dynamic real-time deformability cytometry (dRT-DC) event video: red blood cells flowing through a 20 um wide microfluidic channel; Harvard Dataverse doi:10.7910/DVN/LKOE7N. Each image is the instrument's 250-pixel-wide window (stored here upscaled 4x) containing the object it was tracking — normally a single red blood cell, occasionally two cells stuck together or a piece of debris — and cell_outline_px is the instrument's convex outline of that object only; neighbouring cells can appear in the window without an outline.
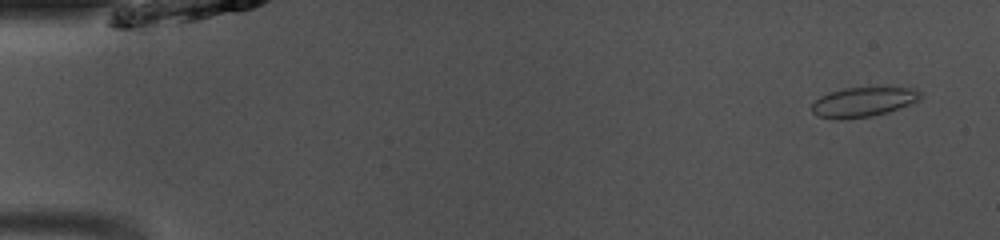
{"species": "common noctule bat (a hibernating species)", "species_latin": "Nyctalus noctula", "temperature_condition": "room temperature", "stored_images_in_passage": 49, "camera_frame_rate_fps": 3000, "um_per_image_px": 0.085, "animal": {"sex": "male", "body_mass_g": 13.0, "forearm_length_mm": 53.1}, "frame": {"image": 1, "passage_image": 3, "time_ms": 0.667, "image_size_px": [1000, 240], "cell_outline_px": [[924, 96], [920, 100], [888, 112], [868, 116], [840, 120], [820, 116], [812, 112], [812, 104], [820, 96], [828, 92], [844, 88], [916, 88]], "centroid_in_image_um": [73.38, 8.66], "position_along_channel_um": 11.6, "area_um2": 18.61}}
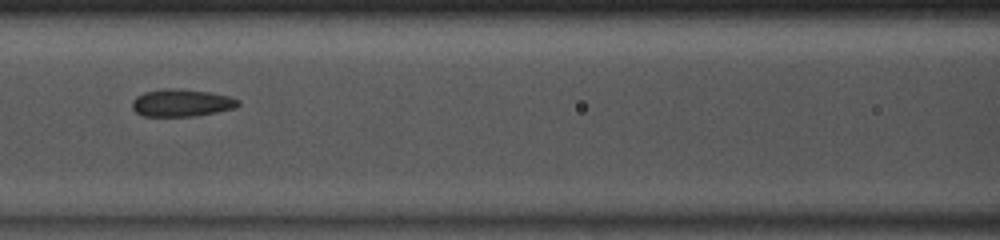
{"frame": {"image": 2, "passage_image": 22, "time_ms": 7.0, "image_size_px": [1000, 240], "cell_outline_px": [[240, 104], [236, 108], [196, 116], [144, 116], [136, 112], [132, 108], [132, 100], [136, 96], [144, 92], [164, 88], [168, 88], [208, 92], [228, 96], [240, 100]], "centroid_in_image_um": [15.42, 8.75], "position_along_channel_um": 151.2, "area_um2": 16.88}}
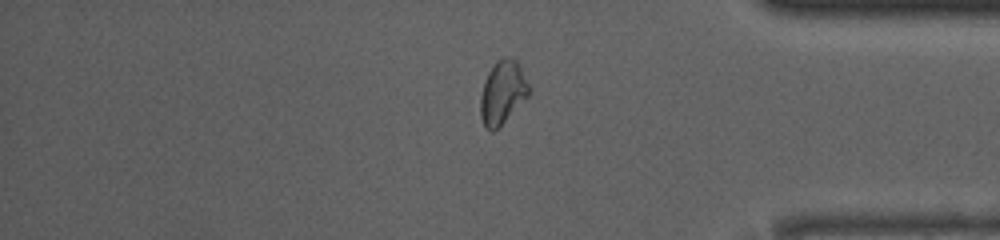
{"frame": {"image": 3, "passage_image": 41, "time_ms": 13.333, "image_size_px": [1000, 240], "cell_outline_px": [[528, 96], [492, 132], [484, 128], [480, 116], [480, 96], [484, 80], [488, 72], [496, 60], [508, 56], [516, 60], [528, 84]], "centroid_in_image_um": [42.66, 7.84], "position_along_channel_um": 392.5, "area_um2": 17.51}, "authors_computed_cell_mechanics": {"area_um2": 17.2244, "velocity_mm_per_s": 4.0938, "shape_relaxation_time_tau1_ms": 10.5743, "shape_relaxation_time_tau2_ms": 1.5757, "deformation_change_tau1": 0.205, "deformation_change_tau2": 0.0619}}